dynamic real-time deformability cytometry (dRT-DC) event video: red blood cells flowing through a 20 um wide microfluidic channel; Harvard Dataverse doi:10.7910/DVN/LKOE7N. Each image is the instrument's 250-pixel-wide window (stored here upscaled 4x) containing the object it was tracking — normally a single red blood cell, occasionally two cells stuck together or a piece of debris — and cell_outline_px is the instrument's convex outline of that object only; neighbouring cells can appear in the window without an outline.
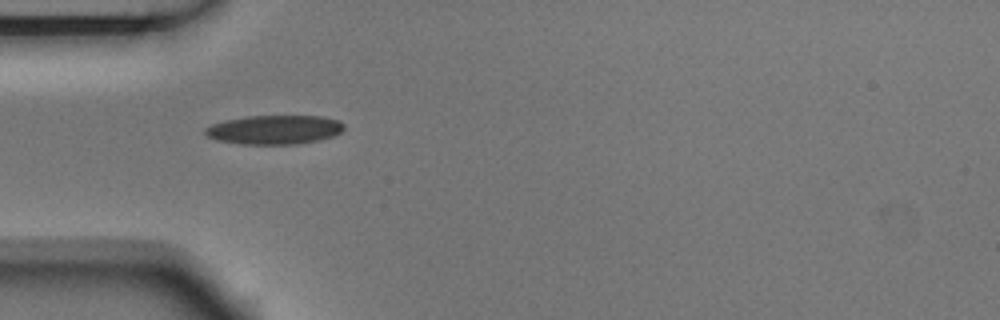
{"species": "Egyptian fruit bat (a non-hibernating species)", "species_latin": "Rousettus aegyptiacus", "temperature_condition": "room temperature", "stored_images_in_passage": 2, "camera_frame_rate_fps": 3000, "um_per_image_px": 0.085, "animal": {"sex": "male"}, "frame": {"image": 1, "passage_image": 1, "time_ms": 0.0, "image_size_px": [1000, 320], "cell_outline_px": [[344, 128], [340, 132], [332, 136], [320, 140], [296, 144], [240, 144], [216, 140], [204, 136], [204, 128], [212, 124], [224, 120], [248, 116], [320, 116], [340, 120], [344, 124]], "centroid_in_image_um": [23.29, 11.02], "position_along_channel_um": 61.7, "area_um2": 23.7}}
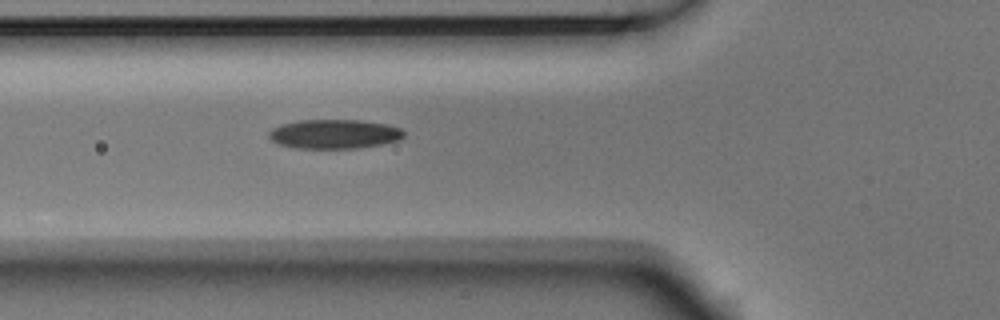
{"frame": {"image": 2, "passage_image": 2, "time_ms": 0.333, "image_size_px": [1000, 320], "cell_outline_px": [[404, 136], [400, 140], [380, 144], [356, 148], [296, 148], [280, 144], [272, 140], [268, 136], [268, 132], [272, 128], [280, 124], [300, 120], [360, 120], [388, 124], [400, 128], [404, 132]], "centroid_in_image_um": [28.41, 11.38], "position_along_channel_um": 97.4, "area_um2": 23.0}}